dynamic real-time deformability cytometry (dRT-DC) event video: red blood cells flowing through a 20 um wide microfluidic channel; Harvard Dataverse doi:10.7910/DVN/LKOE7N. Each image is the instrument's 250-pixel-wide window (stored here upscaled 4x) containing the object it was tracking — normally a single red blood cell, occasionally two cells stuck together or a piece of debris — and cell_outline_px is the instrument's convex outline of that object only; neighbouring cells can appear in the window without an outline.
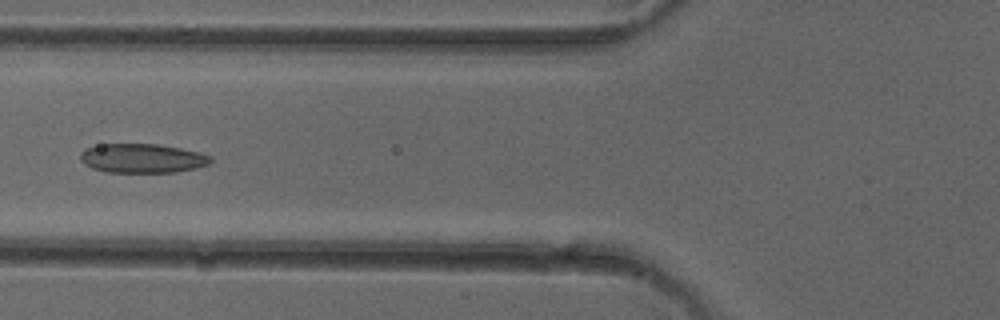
{"species": "common noctule bat (a hibernating species)", "species_latin": "Nyctalus noctula", "temperature_condition": "cold", "stored_images_in_passage": 51, "camera_frame_rate_fps": 3000, "um_per_image_px": 0.085, "animal": {"sex": "female"}, "frame": {"image": 1, "passage_image": 20, "time_ms": 6.333, "image_size_px": [1000, 320], "cell_outline_px": [[212, 160], [208, 164], [196, 168], [176, 172], [108, 172], [92, 168], [84, 164], [80, 160], [80, 152], [84, 148], [100, 144], [160, 144], [180, 148], [212, 156]], "centroid_in_image_um": [12.06, 13.45], "position_along_channel_um": 113.7, "area_um2": 22.2}}
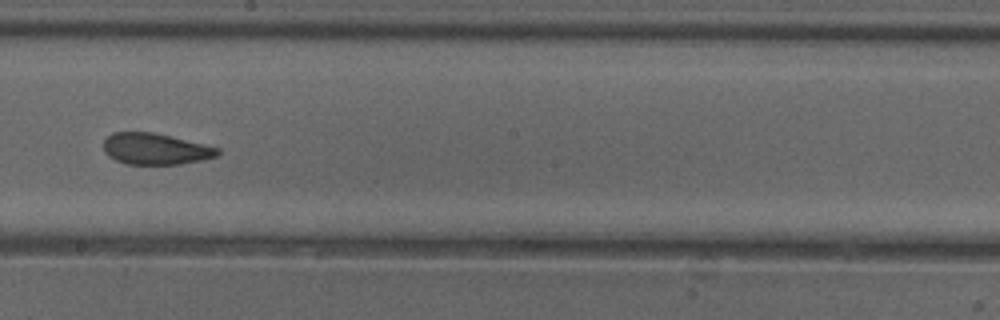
{"frame": {"image": 2, "passage_image": 29, "time_ms": 9.333, "image_size_px": [1000, 320], "cell_outline_px": [[220, 152], [216, 156], [200, 160], [180, 164], [128, 164], [116, 160], [108, 156], [104, 152], [104, 140], [112, 132], [152, 132], [204, 144], [220, 148]], "centroid_in_image_um": [13.19, 12.65], "position_along_channel_um": 235.0, "area_um2": 20.63}}
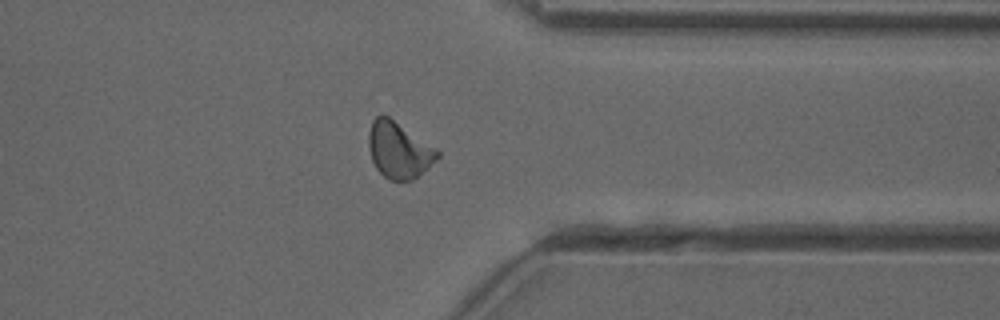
{"frame": {"image": 3, "passage_image": 40, "time_ms": 13.0, "image_size_px": [1000, 320], "cell_outline_px": [[440, 156], [436, 160], [412, 180], [388, 180], [376, 168], [372, 160], [368, 144], [368, 132], [372, 120], [380, 112], [388, 116], [436, 148], [440, 152]], "centroid_in_image_um": [33.87, 12.73], "position_along_channel_um": 377.5, "area_um2": 22.43}, "authors_computed_cell_mechanics": {"area_um2": 22.1952, "velocity_mm_per_s": 4.036, "shape_relaxation_time_tau1_ms": 8.9706, "shape_relaxation_time_tau2_ms": 1.7717, "deformation_change_tau1": 0.1727, "deformation_change_tau2": 0.0829}}